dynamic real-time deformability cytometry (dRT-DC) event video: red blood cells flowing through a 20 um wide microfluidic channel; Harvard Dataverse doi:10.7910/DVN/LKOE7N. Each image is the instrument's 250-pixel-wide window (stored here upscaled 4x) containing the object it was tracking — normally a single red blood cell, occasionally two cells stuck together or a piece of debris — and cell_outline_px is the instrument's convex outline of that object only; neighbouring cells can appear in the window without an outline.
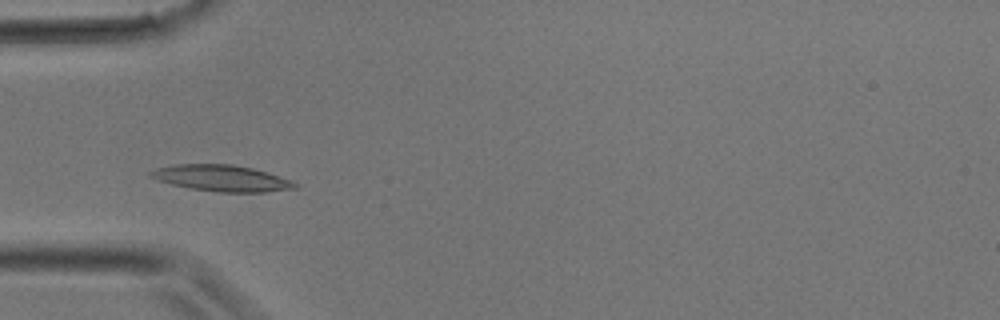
{"species": "common noctule bat (a hibernating species)", "species_latin": "Nyctalus noctula", "temperature_condition": "room temperature", "stored_images_in_passage": 2, "camera_frame_rate_fps": 3000, "um_per_image_px": 0.085, "animal": {"sex": "male", "body_mass_g": 17.9}, "frame": {"image": 1, "passage_image": 2, "time_ms": 0.333, "image_size_px": [1000, 320], "cell_outline_px": [[300, 184], [296, 188], [264, 192], [216, 192], [192, 188], [172, 184], [148, 176], [148, 172], [156, 168], [176, 164], [232, 164], [252, 168], [292, 180]], "centroid_in_image_um": [18.85, 15.14], "position_along_channel_um": 66.1, "area_um2": 21.96}}